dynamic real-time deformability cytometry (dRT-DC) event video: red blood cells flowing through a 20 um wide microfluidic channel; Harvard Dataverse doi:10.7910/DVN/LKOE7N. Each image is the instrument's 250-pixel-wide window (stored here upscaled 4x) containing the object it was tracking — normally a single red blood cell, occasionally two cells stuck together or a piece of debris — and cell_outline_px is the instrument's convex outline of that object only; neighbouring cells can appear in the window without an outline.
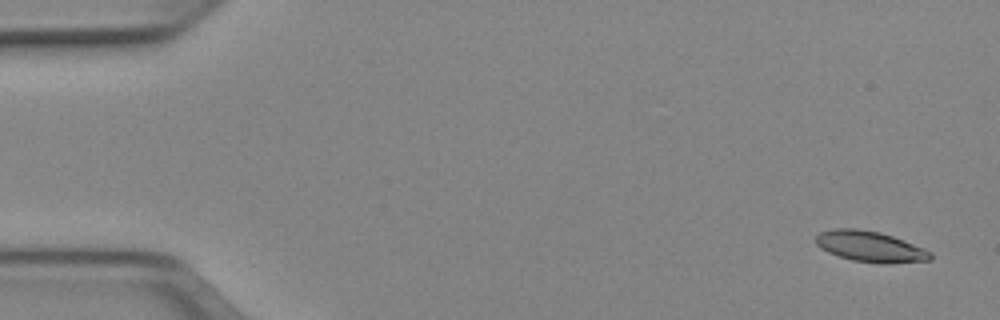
{"species": "Egyptian fruit bat (a non-hibernating species)", "species_latin": "Rousettus aegyptiacus", "temperature_condition": "cold", "stored_images_in_passage": 52, "camera_frame_rate_fps": 3000, "um_per_image_px": 0.085, "animal": {"sex": "female"}, "frame": {"image": 1, "passage_image": 3, "time_ms": 0.667, "image_size_px": [1000, 320], "cell_outline_px": [[932, 260], [888, 264], [880, 264], [852, 260], [828, 252], [820, 248], [816, 244], [816, 236], [820, 232], [836, 228], [856, 228], [880, 232], [892, 236], [924, 248], [932, 252]], "centroid_in_image_um": [73.99, 20.96], "position_along_channel_um": 11.0, "area_um2": 20.63}}
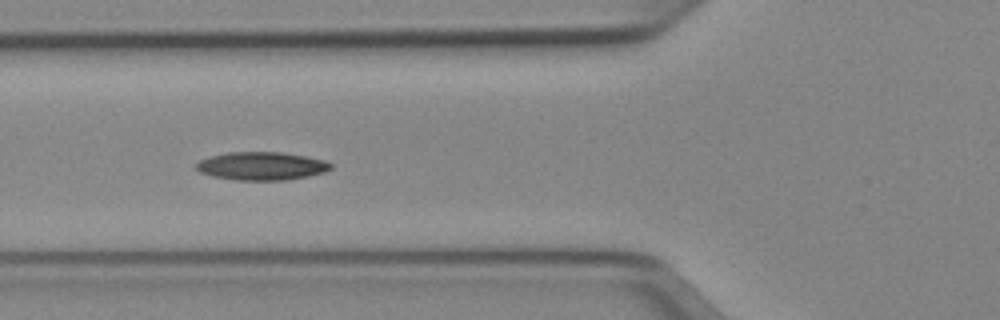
{"frame": {"image": 2, "passage_image": 20, "time_ms": 6.333, "image_size_px": [1000, 320], "cell_outline_px": [[332, 168], [324, 172], [308, 176], [284, 180], [236, 180], [212, 176], [200, 172], [196, 168], [196, 164], [200, 160], [212, 156], [228, 152], [284, 152], [308, 156], [324, 160], [332, 164]], "centroid_in_image_um": [22.26, 14.1], "position_along_channel_um": 103.5, "area_um2": 22.08}}
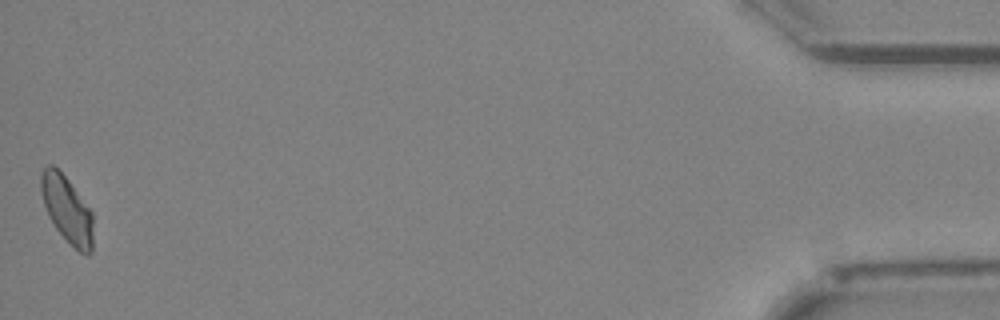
{"frame": {"image": 3, "passage_image": 52, "time_ms": 17.0, "image_size_px": [1000, 320], "cell_outline_px": [[92, 252], [88, 256], [80, 252], [56, 228], [48, 216], [40, 192], [40, 172], [48, 164], [52, 164], [68, 180], [92, 212]], "centroid_in_image_um": [5.67, 17.77], "position_along_channel_um": 429.5, "area_um2": 19.94}, "authors_computed_cell_mechanics": {"area_um2": 20.7502, "velocity_mm_per_s": 3.9344, "shape_relaxation_time_tau1_ms": 6.2977, "shape_relaxation_time_tau2_ms": 6.8491, "deformation_change_tau1": 0.1196, "deformation_change_tau2": 0.1303}}